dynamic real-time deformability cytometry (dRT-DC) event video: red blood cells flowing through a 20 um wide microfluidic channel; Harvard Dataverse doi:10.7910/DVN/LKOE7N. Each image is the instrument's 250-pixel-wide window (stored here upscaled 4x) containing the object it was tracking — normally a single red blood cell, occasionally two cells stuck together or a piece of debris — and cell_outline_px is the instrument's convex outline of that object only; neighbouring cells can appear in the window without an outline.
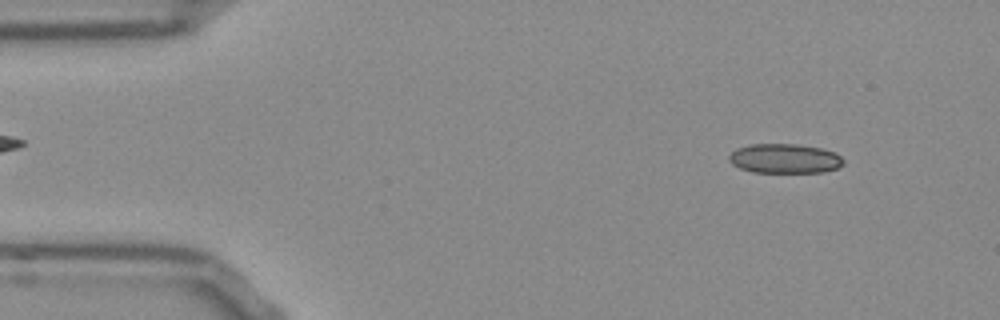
{"species": "Egyptian fruit bat (a non-hibernating species)", "species_latin": "Rousettus aegyptiacus", "temperature_condition": "room temperature", "stored_images_in_passage": 52, "camera_frame_rate_fps": 3000, "um_per_image_px": 0.085, "frame": {"image": 1, "passage_image": 5, "time_ms": 1.333, "image_size_px": [1000, 320], "cell_outline_px": [[844, 164], [836, 168], [820, 172], [752, 172], [740, 168], [732, 164], [728, 160], [728, 156], [736, 148], [748, 144], [796, 144], [820, 148], [836, 152], [844, 160]], "centroid_in_image_um": [66.67, 13.47], "position_along_channel_um": 18.3, "area_um2": 19.71}}
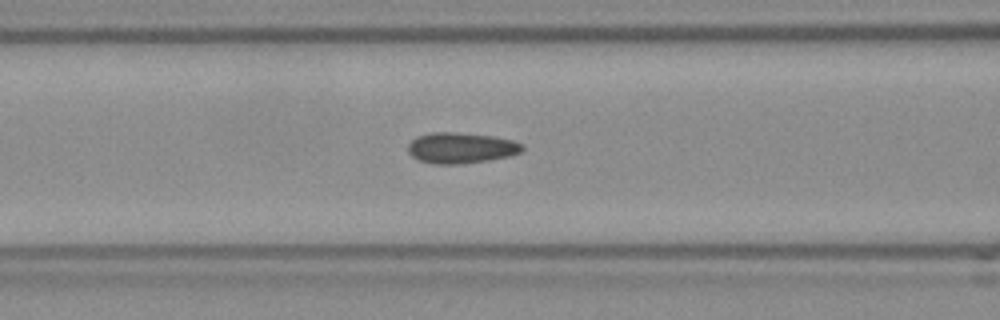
{"frame": {"image": 2, "passage_image": 20, "time_ms": 6.333, "image_size_px": [1000, 320], "cell_outline_px": [[524, 148], [520, 152], [508, 156], [488, 160], [460, 164], [432, 164], [420, 160], [412, 156], [408, 152], [408, 144], [416, 136], [432, 132], [452, 132], [492, 136], [512, 140], [524, 144]], "centroid_in_image_um": [39.17, 12.57], "position_along_channel_um": 127.4, "area_um2": 20.46}}
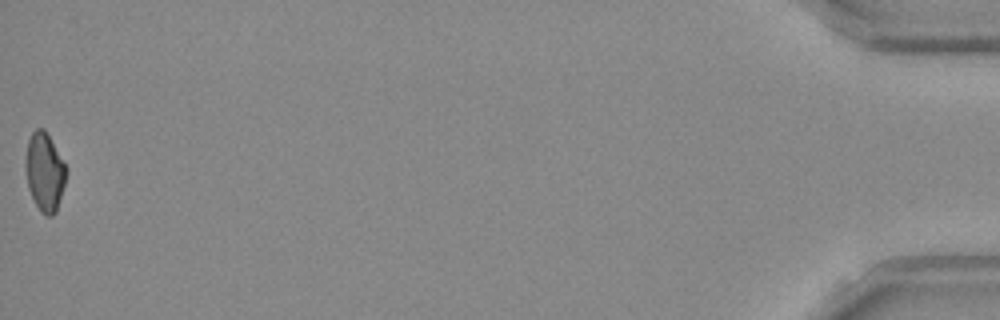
{"frame": {"image": 3, "passage_image": 52, "time_ms": 17.0, "image_size_px": [1000, 320], "cell_outline_px": [[68, 172], [56, 212], [52, 216], [44, 216], [40, 212], [28, 188], [24, 164], [28, 140], [32, 132], [36, 128], [44, 128], [64, 164]], "centroid_in_image_um": [3.78, 14.64], "position_along_channel_um": 431.4, "area_um2": 18.5}, "authors_computed_cell_mechanics": {"area_um2": 19.5653, "velocity_mm_per_s": 3.8332, "shape_relaxation_time_tau1_ms": null, "shape_relaxation_time_tau2_ms": 2.0136, "deformation_change_tau1": null, "deformation_change_tau2": 0.0766}}